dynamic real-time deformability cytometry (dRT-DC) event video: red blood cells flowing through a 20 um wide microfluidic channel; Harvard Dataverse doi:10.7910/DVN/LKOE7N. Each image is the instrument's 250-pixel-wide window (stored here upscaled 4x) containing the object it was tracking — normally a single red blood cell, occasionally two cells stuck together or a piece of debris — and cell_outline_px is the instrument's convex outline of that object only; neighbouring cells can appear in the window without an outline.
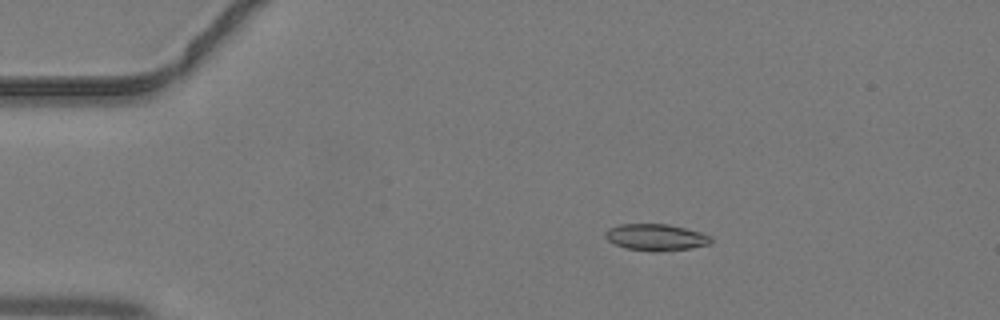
{"species": "common noctule bat (a hibernating species)", "species_latin": "Nyctalus noctula", "temperature_condition": "warm", "stored_images_in_passage": 42, "camera_frame_rate_fps": 3000, "um_per_image_px": 0.085, "animal": {"sex": "male", "body_mass_g": 19.2, "forearm_length_mm": 51.8}, "frame": {"image": 1, "passage_image": 9, "time_ms": 2.667, "image_size_px": [1000, 320], "cell_outline_px": [[712, 240], [708, 244], [692, 248], [660, 252], [652, 252], [624, 248], [608, 240], [604, 236], [604, 232], [608, 228], [620, 224], [668, 224], [700, 232], [712, 236]], "centroid_in_image_um": [55.73, 20.18], "position_along_channel_um": 29.3, "area_um2": 16.53}}
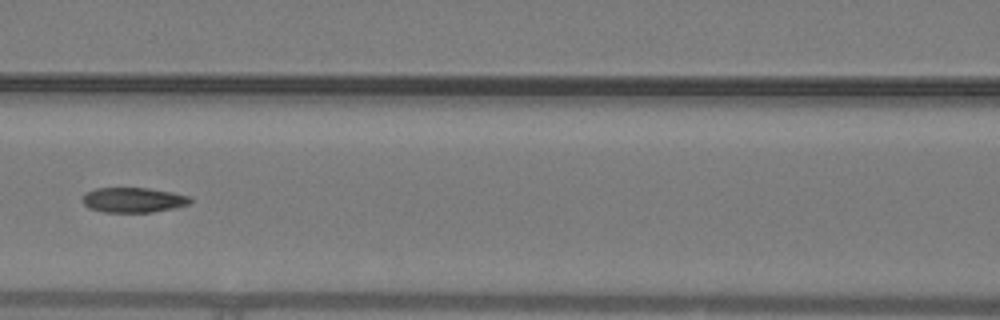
{"frame": {"image": 2, "passage_image": 21, "time_ms": 6.667, "image_size_px": [1000, 320], "cell_outline_px": [[192, 200], [188, 204], [172, 208], [152, 212], [104, 212], [88, 208], [84, 204], [84, 192], [96, 188], [148, 188], [172, 192], [188, 196]], "centroid_in_image_um": [11.3, 16.99], "position_along_channel_um": 155.3, "area_um2": 15.55}}
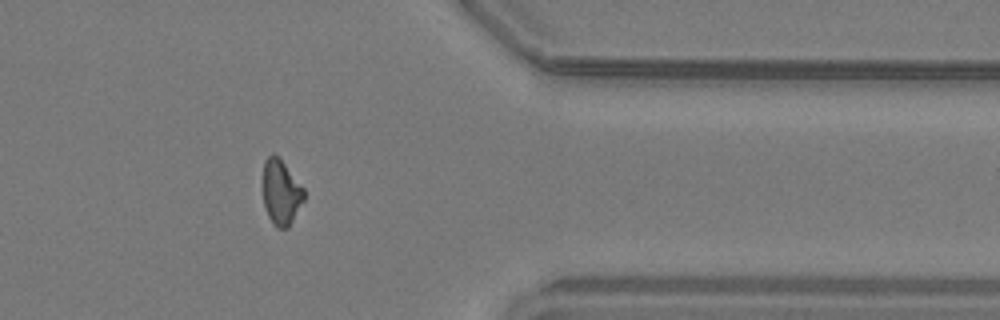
{"frame": {"image": 3, "passage_image": 37, "time_ms": 12.0, "image_size_px": [1000, 320], "cell_outline_px": [[304, 200], [288, 228], [276, 228], [272, 224], [268, 216], [264, 204], [264, 160], [272, 152], [284, 164], [304, 188]], "centroid_in_image_um": [23.89, 16.38], "position_along_channel_um": 387.5, "area_um2": 15.32}}